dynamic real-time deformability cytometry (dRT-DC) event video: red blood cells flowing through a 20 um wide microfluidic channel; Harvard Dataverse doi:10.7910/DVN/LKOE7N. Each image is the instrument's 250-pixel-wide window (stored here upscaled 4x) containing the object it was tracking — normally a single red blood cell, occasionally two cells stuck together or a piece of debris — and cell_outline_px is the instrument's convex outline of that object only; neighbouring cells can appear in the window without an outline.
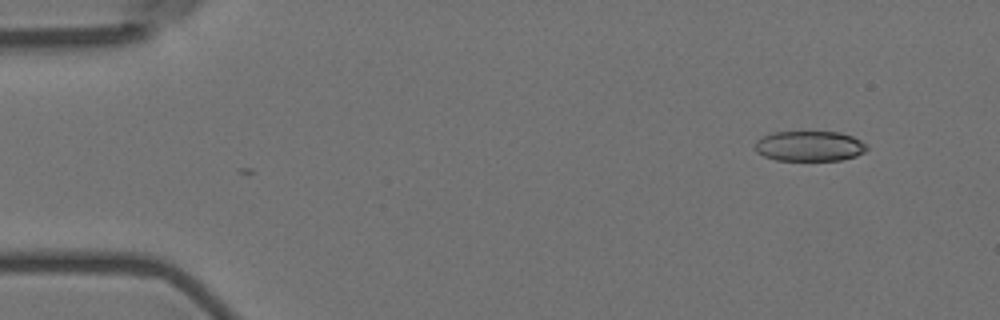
{"species": "Egyptian fruit bat (a non-hibernating species)", "species_latin": "Rousettus aegyptiacus", "temperature_condition": "room temperature", "stored_images_in_passage": 52, "camera_frame_rate_fps": 3000, "um_per_image_px": 0.085, "animal": {"sex": "female"}, "frame": {"image": 1, "passage_image": 1, "time_ms": 0.0, "image_size_px": [1000, 320], "cell_outline_px": [[868, 148], [864, 152], [856, 156], [840, 160], [776, 160], [764, 156], [756, 152], [756, 140], [772, 132], [840, 132], [852, 136], [868, 144]], "centroid_in_image_um": [68.83, 12.41], "position_along_channel_um": 16.2, "area_um2": 19.71}}
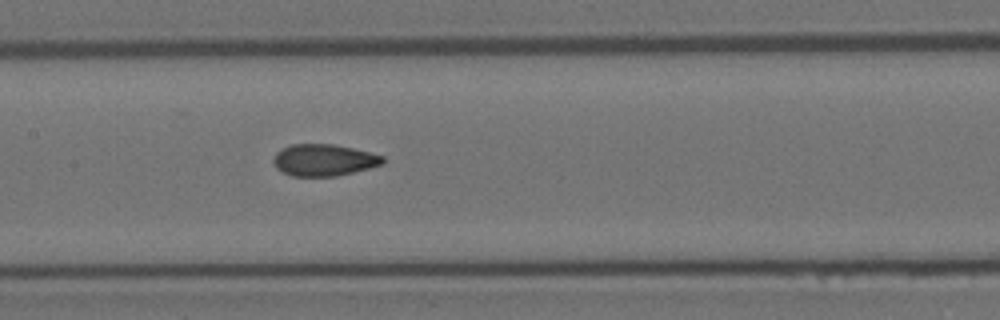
{"frame": {"image": 2, "passage_image": 23, "time_ms": 7.333, "image_size_px": [1000, 320], "cell_outline_px": [[384, 164], [336, 176], [292, 176], [276, 168], [272, 160], [276, 152], [292, 144], [332, 144], [352, 148], [384, 156]], "centroid_in_image_um": [27.51, 13.6], "position_along_channel_um": 179.9, "area_um2": 20.06}}
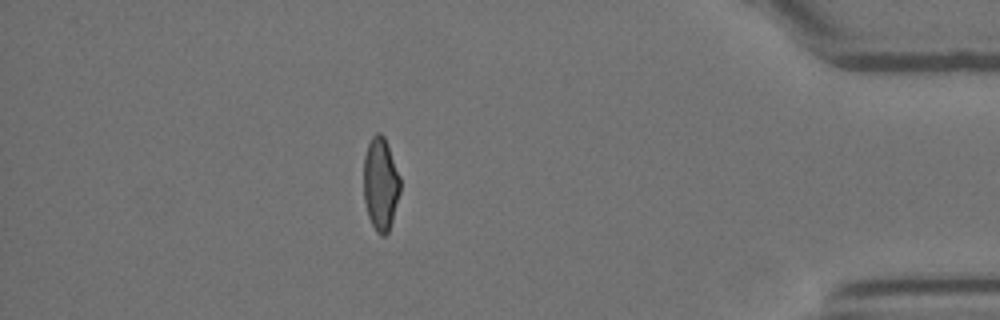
{"frame": {"image": 3, "passage_image": 45, "time_ms": 14.667, "image_size_px": [1000, 320], "cell_outline_px": [[400, 192], [392, 220], [388, 232], [384, 236], [380, 236], [376, 232], [368, 216], [364, 200], [364, 156], [368, 144], [372, 136], [376, 132], [380, 132], [384, 136], [388, 144], [400, 176]], "centroid_in_image_um": [32.35, 15.62], "position_along_channel_um": 402.9, "area_um2": 19.88}, "authors_computed_cell_mechanics": {"area_um2": 20.23, "velocity_mm_per_s": 3.6346, "shape_relaxation_time_tau1_ms": null, "shape_relaxation_time_tau2_ms": 1.5516, "deformation_change_tau1": null, "deformation_change_tau2": 0.0675}}